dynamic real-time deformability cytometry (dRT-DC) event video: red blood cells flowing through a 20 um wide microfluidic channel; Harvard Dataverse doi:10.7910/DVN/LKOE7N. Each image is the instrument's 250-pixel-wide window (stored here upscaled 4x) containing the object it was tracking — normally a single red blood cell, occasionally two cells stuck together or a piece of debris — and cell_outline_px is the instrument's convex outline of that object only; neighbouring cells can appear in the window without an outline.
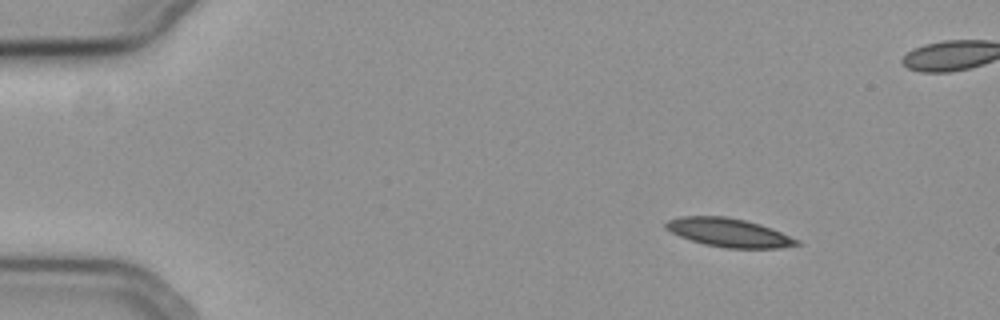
{"species": "common noctule bat (a hibernating species)", "species_latin": "Nyctalus noctula", "temperature_condition": "cold", "stored_images_in_passage": 10, "camera_frame_rate_fps": 3000, "um_per_image_px": 0.085, "animal": {"sex": "female", "body_mass_g": 19.3, "forearm_length_mm": 54.1}, "frame": {"image": 1, "passage_image": 1, "time_ms": 0.0, "image_size_px": [1000, 320], "cell_outline_px": [[800, 244], [780, 248], [724, 248], [704, 244], [680, 236], [664, 228], [664, 224], [668, 220], [680, 216], [728, 216], [760, 224], [772, 228], [800, 240]], "centroid_in_image_um": [61.96, 19.77], "position_along_channel_um": 23.0, "area_um2": 21.85}}